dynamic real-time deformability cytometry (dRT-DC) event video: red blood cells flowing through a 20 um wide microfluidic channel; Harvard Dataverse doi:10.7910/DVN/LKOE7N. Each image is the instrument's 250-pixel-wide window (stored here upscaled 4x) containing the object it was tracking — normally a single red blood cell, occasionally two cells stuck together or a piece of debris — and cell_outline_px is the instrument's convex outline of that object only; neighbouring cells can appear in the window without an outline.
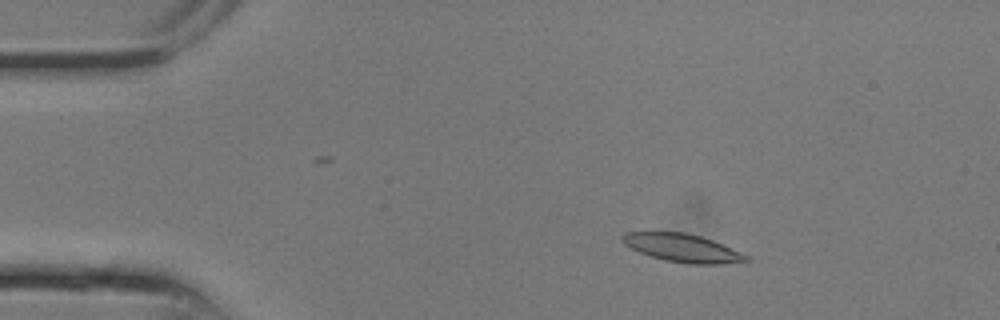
{"species": "common noctule bat (a hibernating species)", "species_latin": "Nyctalus noctula", "temperature_condition": "room temperature", "stored_images_in_passage": 9, "camera_frame_rate_fps": 3000, "um_per_image_px": 0.085, "animal": {"sex": "male", "body_mass_g": 13.3}, "frame": {"image": 1, "passage_image": 3, "time_ms": 0.667, "image_size_px": [1000, 320], "cell_outline_px": [[752, 260], [724, 264], [688, 264], [664, 260], [640, 252], [624, 244], [620, 240], [620, 236], [628, 232], [684, 232], [700, 236], [712, 240], [740, 252], [748, 256]], "centroid_in_image_um": [58.0, 21.08], "position_along_channel_um": 27.0, "area_um2": 20.17}}
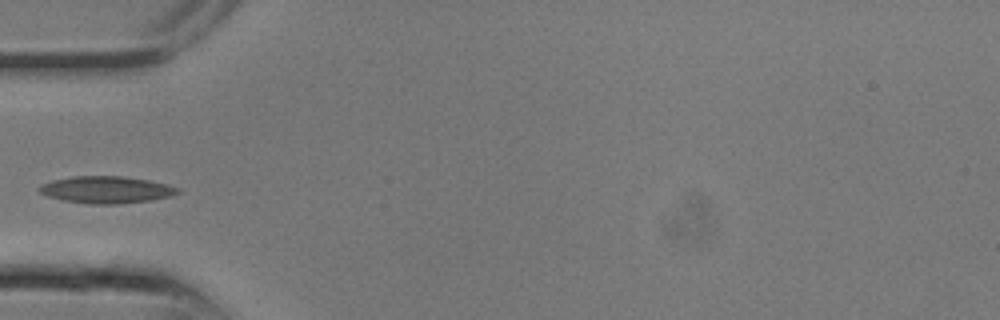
{"frame": {"image": 2, "passage_image": 7, "time_ms": 2.0, "image_size_px": [1000, 320], "cell_outline_px": [[180, 192], [172, 196], [152, 200], [120, 204], [88, 204], [64, 200], [48, 196], [40, 192], [36, 188], [40, 184], [52, 180], [72, 176], [124, 176], [148, 180], [168, 184], [180, 188]], "centroid_in_image_um": [9.05, 16.12], "position_along_channel_um": 76.0, "area_um2": 22.02}}
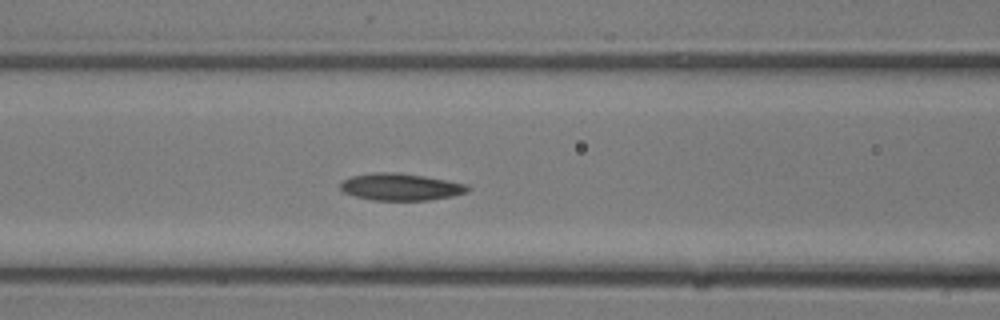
{"frame": {"image": 3, "passage_image": 9, "time_ms": 2.667, "image_size_px": [1000, 320], "cell_outline_px": [[472, 188], [468, 192], [452, 196], [428, 200], [372, 200], [356, 196], [344, 192], [340, 188], [340, 184], [344, 180], [352, 176], [372, 172], [396, 172], [424, 176], [468, 184]], "centroid_in_image_um": [34.09, 15.88], "position_along_channel_um": 132.5, "area_um2": 20.06}}